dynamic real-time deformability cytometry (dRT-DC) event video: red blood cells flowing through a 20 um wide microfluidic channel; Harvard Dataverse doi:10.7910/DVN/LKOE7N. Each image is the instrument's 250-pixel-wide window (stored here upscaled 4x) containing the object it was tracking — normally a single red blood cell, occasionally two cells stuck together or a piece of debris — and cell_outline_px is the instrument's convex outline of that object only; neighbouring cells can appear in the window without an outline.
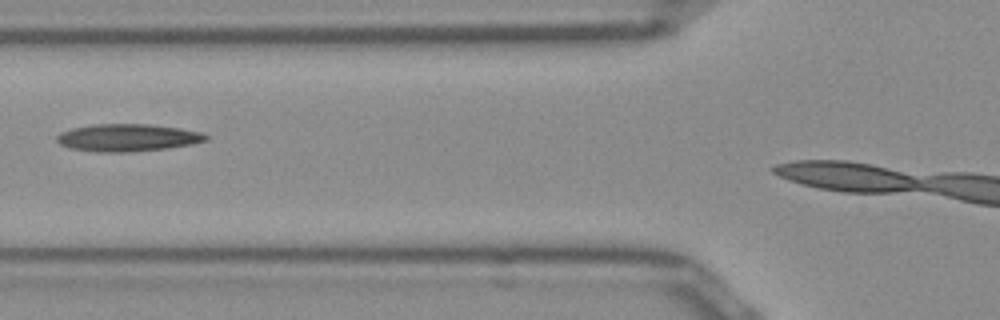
{"species": "Egyptian fruit bat (a non-hibernating species)", "species_latin": "Rousettus aegyptiacus", "temperature_condition": "room temperature", "stored_images_in_passage": 25, "camera_frame_rate_fps": 3000, "um_per_image_px": 0.085, "frame": {"image": 1, "passage_image": 7, "time_ms": 2.0, "image_size_px": [1000, 320], "cell_outline_px": [[208, 140], [192, 144], [168, 148], [124, 152], [96, 152], [72, 148], [60, 144], [56, 140], [56, 136], [60, 132], [72, 128], [92, 124], [148, 124], [180, 128], [204, 132], [208, 136]], "centroid_in_image_um": [10.86, 11.69], "position_along_channel_um": 114.9, "area_um2": 23.87}}
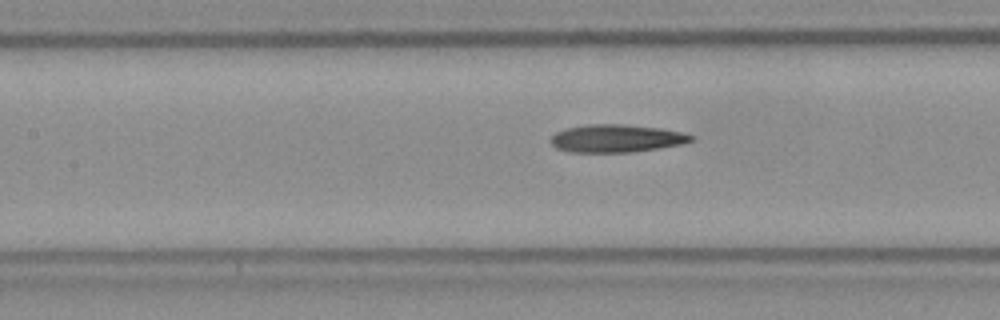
{"frame": {"image": 2, "passage_image": 10, "time_ms": 3.0, "image_size_px": [1000, 320], "cell_outline_px": [[696, 136], [692, 140], [680, 144], [632, 152], [568, 152], [556, 148], [548, 140], [556, 132], [564, 128], [588, 124], [624, 124], [664, 128], [684, 132]], "centroid_in_image_um": [52.37, 11.75], "position_along_channel_um": 155.0, "area_um2": 22.95}}
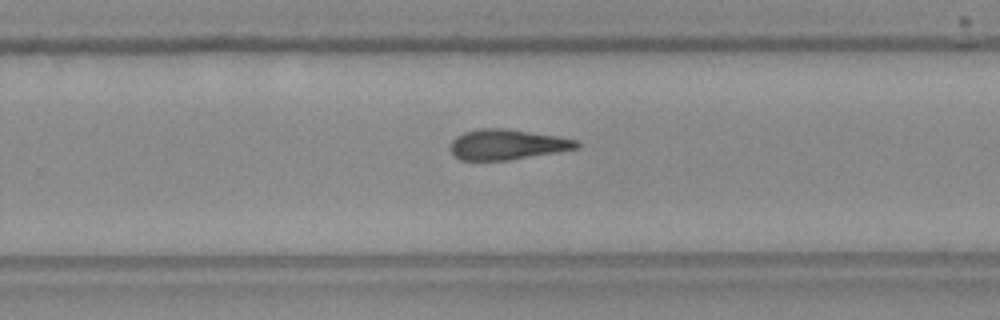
{"frame": {"image": 3, "passage_image": 20, "time_ms": 6.333, "image_size_px": [1000, 320], "cell_outline_px": [[580, 148], [508, 160], [460, 160], [452, 156], [452, 140], [456, 136], [464, 132], [480, 128], [504, 128], [556, 136], [576, 140], [580, 144]], "centroid_in_image_um": [43.09, 12.28], "position_along_channel_um": 286.7, "area_um2": 22.14}}